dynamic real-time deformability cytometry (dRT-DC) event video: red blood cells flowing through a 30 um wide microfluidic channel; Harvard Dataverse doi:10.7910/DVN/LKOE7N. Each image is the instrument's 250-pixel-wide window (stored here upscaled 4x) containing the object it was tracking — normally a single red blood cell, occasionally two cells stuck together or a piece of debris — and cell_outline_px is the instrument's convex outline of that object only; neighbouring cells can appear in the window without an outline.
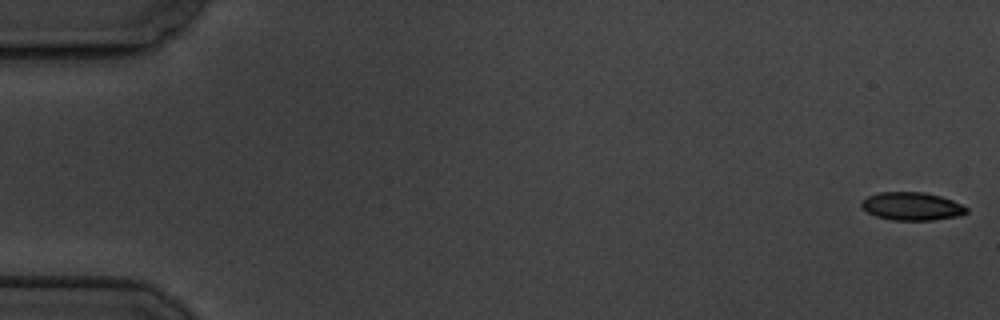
{"species": "common noctule bat (a hibernating species)", "species_latin": "Nyctalus noctula", "temperature_condition": "cold", "stored_images_in_passage": 7, "camera_frame_rate_fps": 3000, "um_per_image_px": 0.085, "animal": {"sex": "male", "body_mass_g": 19.5, "forearm_length_mm": 54.6}, "frame": {"image": 1, "passage_image": 1, "time_ms": 0.0, "image_size_px": [1000, 320], "cell_outline_px": [[968, 212], [960, 216], [932, 220], [892, 220], [876, 216], [868, 212], [860, 204], [868, 196], [880, 192], [924, 192], [940, 196], [952, 200], [968, 208]], "centroid_in_image_um": [77.53, 17.54], "position_along_channel_um": 7.5, "area_um2": 17.05}}
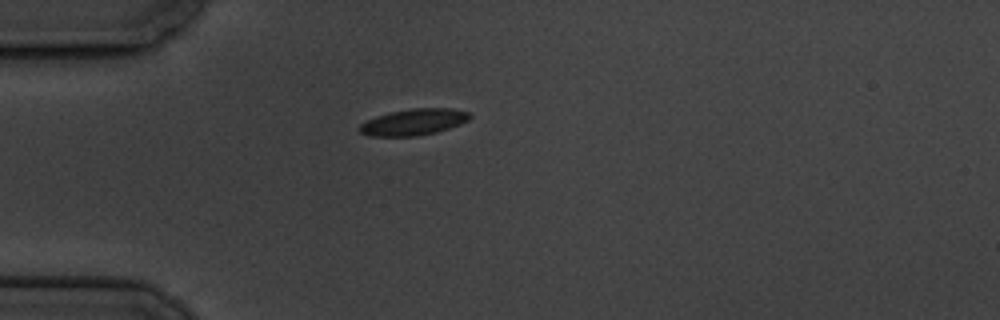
{"frame": {"image": 2, "passage_image": 7, "time_ms": 7.667, "image_size_px": [1000, 320], "cell_outline_px": [[472, 116], [468, 120], [460, 124], [436, 132], [416, 136], [372, 136], [360, 132], [356, 128], [360, 124], [376, 116], [392, 112], [412, 108], [452, 108], [468, 112]], "centroid_in_image_um": [35.16, 10.37], "position_along_channel_um": 49.8, "area_um2": 16.82}}